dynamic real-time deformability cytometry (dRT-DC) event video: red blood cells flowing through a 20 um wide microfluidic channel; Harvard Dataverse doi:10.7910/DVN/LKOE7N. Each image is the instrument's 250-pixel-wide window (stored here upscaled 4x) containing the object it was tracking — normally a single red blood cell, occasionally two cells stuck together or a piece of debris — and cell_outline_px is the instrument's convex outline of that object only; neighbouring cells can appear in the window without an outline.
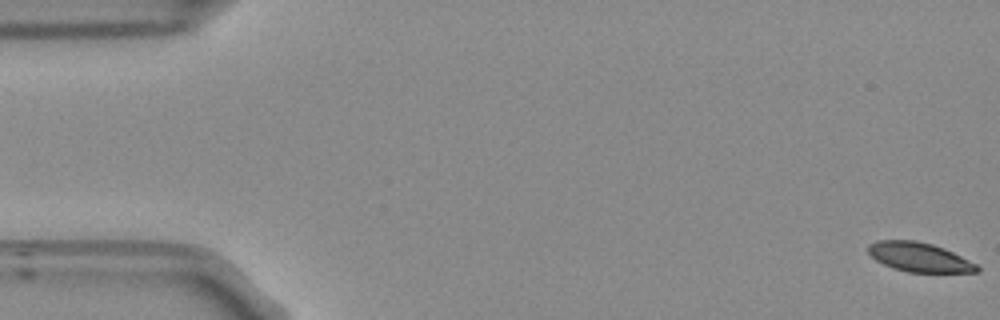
{"species": "Egyptian fruit bat (a non-hibernating species)", "species_latin": "Rousettus aegyptiacus", "temperature_condition": "room temperature", "stored_images_in_passage": 56, "camera_frame_rate_fps": 3000, "um_per_image_px": 0.085, "frame": {"image": 1, "passage_image": 1, "time_ms": 0.0, "image_size_px": [1000, 320], "cell_outline_px": [[980, 272], [908, 272], [892, 268], [876, 260], [868, 252], [868, 244], [876, 240], [916, 240], [932, 244], [944, 248], [976, 264], [980, 268]], "centroid_in_image_um": [78.11, 21.85], "position_along_channel_um": 6.9, "area_um2": 18.5}}
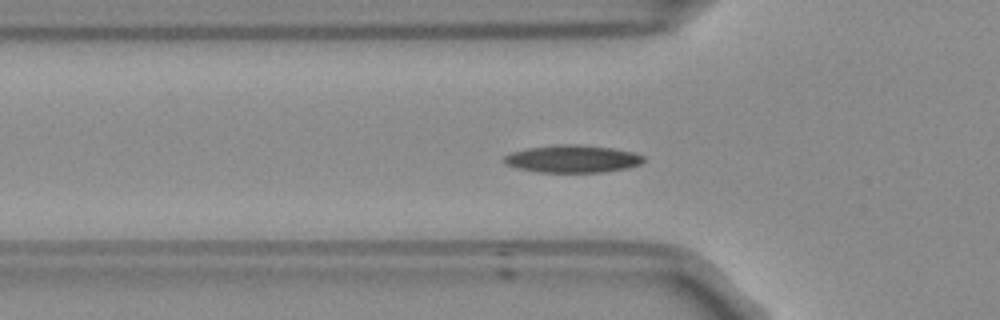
{"frame": {"image": 2, "passage_image": 18, "time_ms": 5.667, "image_size_px": [1000, 320], "cell_outline_px": [[644, 160], [640, 164], [628, 168], [604, 172], [540, 172], [516, 168], [508, 164], [504, 160], [504, 156], [512, 152], [528, 148], [564, 144], [572, 144], [612, 148], [632, 152], [644, 156]], "centroid_in_image_um": [48.69, 13.51], "position_along_channel_um": 77.1, "area_um2": 22.08}}
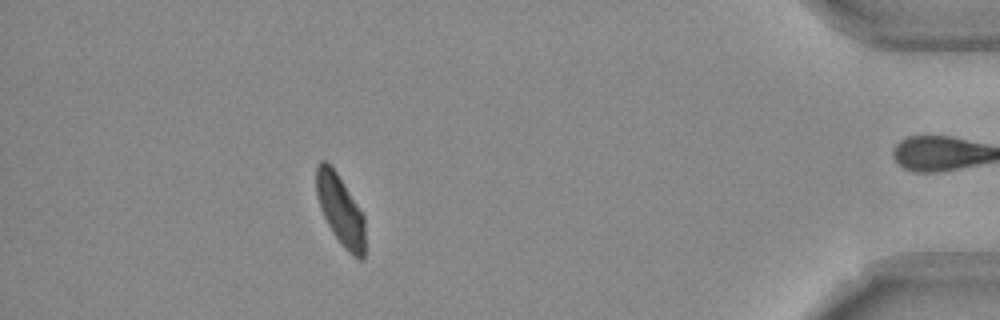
{"frame": {"image": 3, "passage_image": 49, "time_ms": 16.0, "image_size_px": [1000, 320], "cell_outline_px": [[364, 260], [360, 260], [352, 256], [344, 248], [332, 232], [320, 208], [316, 196], [316, 164], [320, 160], [324, 160], [332, 164], [364, 216]], "centroid_in_image_um": [28.91, 17.82], "position_along_channel_um": 406.3, "area_um2": 20.11}, "authors_computed_cell_mechanics": {"area_um2": 20.4901, "velocity_mm_per_s": 3.7194, "shape_relaxation_time_tau1_ms": 4.7701, "shape_relaxation_time_tau2_ms": 3.5541, "deformation_change_tau1": 0.1394, "deformation_change_tau2": 0.0948}}